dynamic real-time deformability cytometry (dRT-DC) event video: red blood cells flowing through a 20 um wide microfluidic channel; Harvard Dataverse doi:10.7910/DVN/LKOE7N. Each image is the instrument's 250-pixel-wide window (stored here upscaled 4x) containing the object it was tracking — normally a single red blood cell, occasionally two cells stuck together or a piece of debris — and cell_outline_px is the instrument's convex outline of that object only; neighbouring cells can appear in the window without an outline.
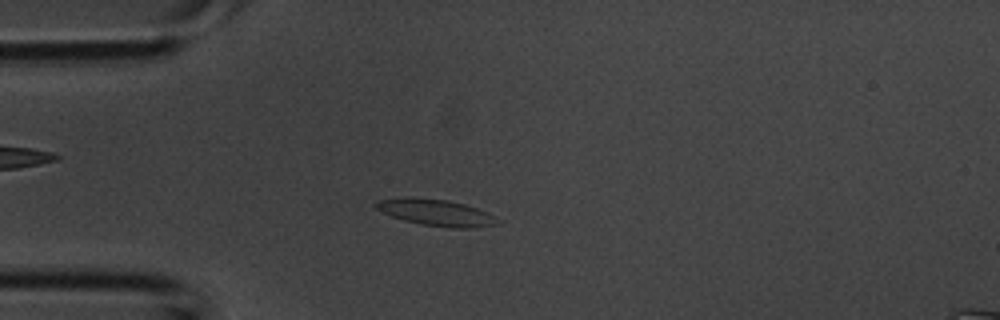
{"species": "common noctule bat (a hibernating species)", "species_latin": "Nyctalus noctula", "temperature_condition": "room temperature", "stored_images_in_passage": 2, "camera_frame_rate_fps": 3000, "um_per_image_px": 0.085, "animal": {"sex": "male", "body_mass_g": 20.1, "forearm_length_mm": 53.5}, "frame": {"image": 1, "passage_image": 2, "time_ms": 0.333, "image_size_px": [1000, 320], "cell_outline_px": [[496, 224], [472, 228], [452, 228], [420, 224], [404, 220], [392, 216], [376, 208], [372, 204], [376, 200], [404, 196], [448, 200], [464, 204], [476, 208], [492, 216]], "centroid_in_image_um": [36.94, 18.04], "position_along_channel_um": 48.1, "area_um2": 18.5}}